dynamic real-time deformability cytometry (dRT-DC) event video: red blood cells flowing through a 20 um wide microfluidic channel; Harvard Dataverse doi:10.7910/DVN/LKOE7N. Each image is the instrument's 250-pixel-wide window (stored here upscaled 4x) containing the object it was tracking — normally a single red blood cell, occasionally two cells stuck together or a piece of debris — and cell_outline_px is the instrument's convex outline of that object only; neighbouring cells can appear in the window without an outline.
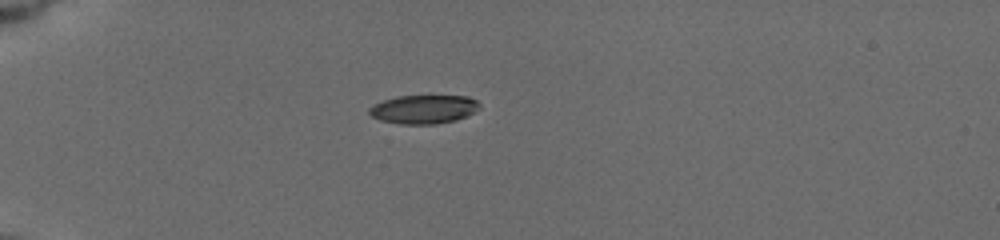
{"species": "common noctule bat (a hibernating species)", "species_latin": "Nyctalus noctula", "temperature_condition": "cold", "stored_images_in_passage": 66, "camera_frame_rate_fps": 3000, "um_per_image_px": 0.085, "animal": {"sex": "female", "body_mass_g": 19.5, "forearm_length_mm": 54.1}, "frame": {"image": 1, "passage_image": 1, "time_ms": 0.0, "image_size_px": [1000, 240], "cell_outline_px": [[480, 108], [456, 120], [432, 124], [400, 124], [380, 120], [372, 116], [368, 112], [368, 108], [384, 100], [396, 96], [468, 96], [476, 100], [480, 104]], "centroid_in_image_um": [36.0, 9.28], "position_along_channel_um": 49.0, "area_um2": 18.26}}
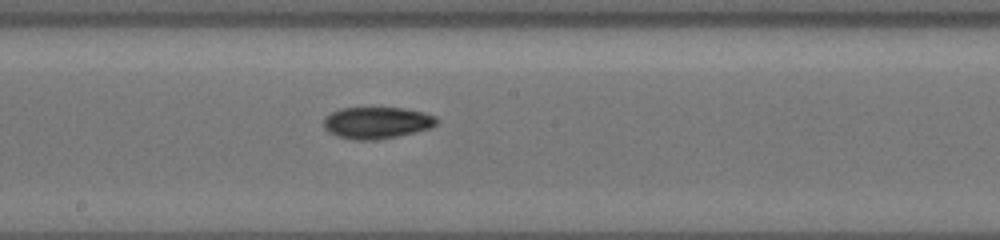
{"frame": {"image": 2, "passage_image": 31, "time_ms": 5.333, "image_size_px": [1000, 240], "cell_outline_px": [[436, 124], [432, 128], [396, 136], [376, 140], [356, 140], [336, 136], [328, 132], [324, 128], [324, 120], [332, 112], [340, 108], [404, 108], [424, 112], [436, 116]], "centroid_in_image_um": [32.03, 10.43], "position_along_channel_um": 216.2, "area_um2": 20.81}}
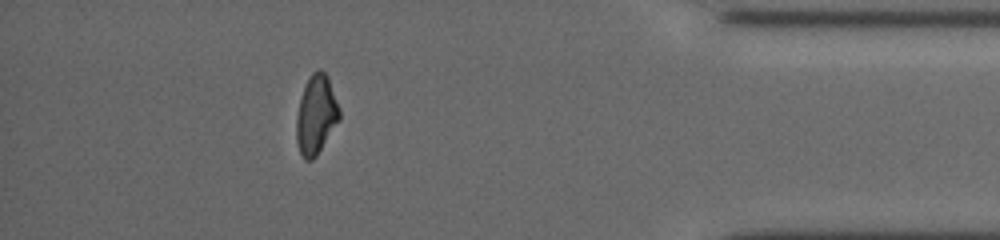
{"frame": {"image": 3, "passage_image": 55, "time_ms": 11.333, "image_size_px": [1000, 240], "cell_outline_px": [[340, 120], [316, 156], [312, 160], [304, 160], [300, 152], [296, 140], [296, 120], [300, 100], [304, 88], [312, 72], [316, 68], [320, 68], [328, 76], [340, 108]], "centroid_in_image_um": [26.89, 9.75], "position_along_channel_um": 408.3, "area_um2": 19.83}, "authors_computed_cell_mechanics": {"area_um2": 19.8254, "velocity_mm_per_s": 3.7707, "shape_relaxation_time_tau1_ms": 4.7794, "shape_relaxation_time_tau2_ms": 3.222, "deformation_change_tau1": 0.1373, "deformation_change_tau2": 0.0793}}